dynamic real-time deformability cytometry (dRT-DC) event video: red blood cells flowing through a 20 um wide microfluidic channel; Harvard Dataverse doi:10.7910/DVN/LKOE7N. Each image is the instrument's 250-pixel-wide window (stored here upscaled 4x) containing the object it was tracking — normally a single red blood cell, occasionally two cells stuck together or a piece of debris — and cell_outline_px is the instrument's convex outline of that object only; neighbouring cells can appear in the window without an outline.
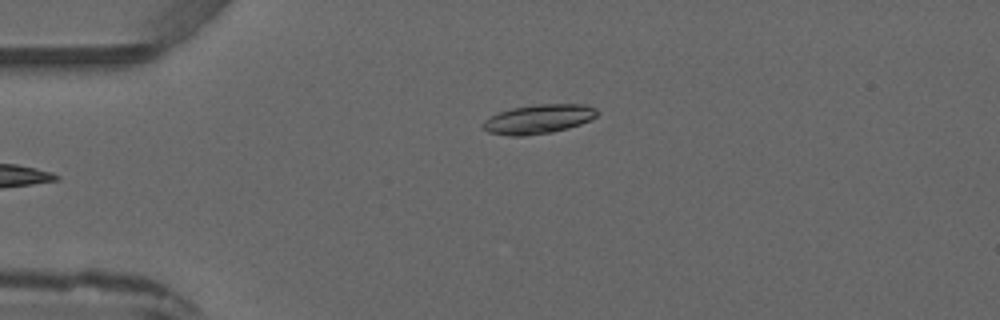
{"species": "common noctule bat (a hibernating species)", "species_latin": "Nyctalus noctula", "temperature_condition": "warm", "stored_images_in_passage": 5, "camera_frame_rate_fps": 3000, "um_per_image_px": 0.085, "animal": {"sex": "male", "forearm_length_mm": 52.5}, "frame": {"image": 1, "passage_image": 5, "time_ms": 4.667, "image_size_px": [1000, 320], "cell_outline_px": [[600, 112], [596, 116], [580, 124], [568, 128], [552, 132], [524, 136], [508, 136], [488, 132], [480, 124], [484, 120], [500, 112], [512, 108], [536, 104], [588, 104], [596, 108]], "centroid_in_image_um": [45.79, 10.12], "position_along_channel_um": 39.2, "area_um2": 19.48}}